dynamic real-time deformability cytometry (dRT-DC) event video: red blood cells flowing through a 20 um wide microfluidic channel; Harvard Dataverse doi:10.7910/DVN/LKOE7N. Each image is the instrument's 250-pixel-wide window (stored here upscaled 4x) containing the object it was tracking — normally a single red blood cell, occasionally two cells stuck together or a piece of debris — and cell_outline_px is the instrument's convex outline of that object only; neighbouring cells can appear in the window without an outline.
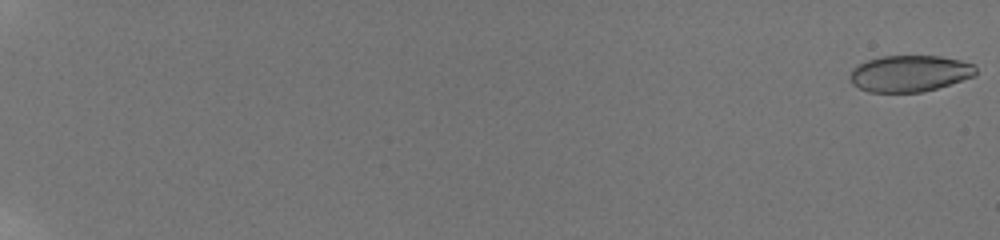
{"species": "human", "species_latin": "Homo sapiens", "temperature_condition": "room temperature", "stored_images_in_passage": 61, "camera_frame_rate_fps": 3000, "um_per_image_px": 0.085, "donor": {"sex": "male"}, "frame": {"image": 1, "passage_image": 1, "time_ms": 0.0, "image_size_px": [1000, 240], "cell_outline_px": [[976, 76], [924, 92], [868, 92], [852, 84], [848, 80], [852, 68], [856, 64], [868, 60], [884, 56], [940, 56], [960, 60], [972, 64], [976, 68]], "centroid_in_image_um": [77.3, 6.25], "position_along_channel_um": 7.7, "area_um2": 26.88}}
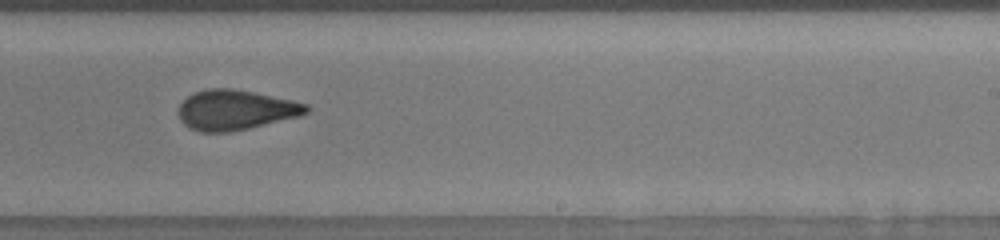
{"frame": {"image": 2, "passage_image": 43, "time_ms": 13.667, "image_size_px": [1000, 240], "cell_outline_px": [[308, 112], [300, 116], [248, 128], [228, 132], [200, 132], [188, 128], [180, 120], [180, 104], [188, 96], [196, 92], [208, 88], [232, 88], [292, 100], [308, 104]], "centroid_in_image_um": [20.01, 9.35], "position_along_channel_um": 269.0, "area_um2": 29.54}}
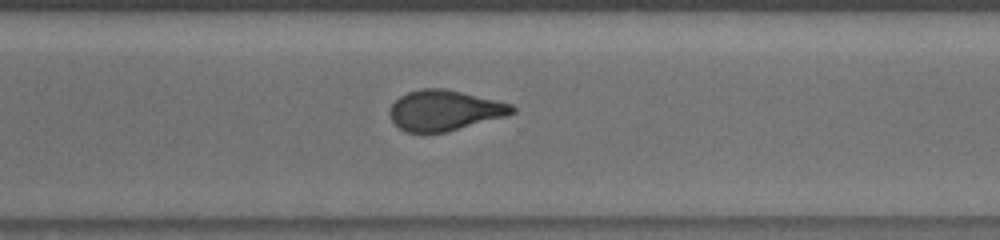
{"frame": {"image": 3, "passage_image": 48, "time_ms": 15.333, "image_size_px": [1000, 240], "cell_outline_px": [[516, 112], [508, 116], [448, 132], [404, 132], [392, 120], [388, 112], [392, 104], [400, 96], [408, 92], [420, 88], [444, 88], [512, 104], [516, 108]], "centroid_in_image_um": [37.8, 9.39], "position_along_channel_um": 332.8, "area_um2": 28.96}, "authors_computed_cell_mechanics": {"area_um2": 29.0156, "velocity_mm_per_s": 3.8339, "shape_relaxation_time_tau1_ms": 9.1646, "shape_relaxation_time_tau2_ms": 1.5853, "deformation_change_tau1": 0.1891, "deformation_change_tau2": 0.0908}}